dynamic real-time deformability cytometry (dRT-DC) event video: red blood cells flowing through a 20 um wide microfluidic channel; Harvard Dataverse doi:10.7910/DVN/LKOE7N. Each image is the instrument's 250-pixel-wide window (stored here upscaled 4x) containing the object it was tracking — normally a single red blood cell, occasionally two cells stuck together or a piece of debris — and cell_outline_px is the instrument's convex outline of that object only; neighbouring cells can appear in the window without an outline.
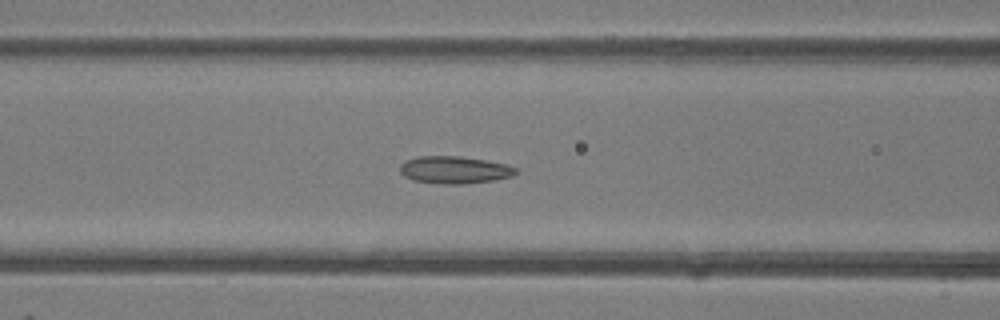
{"species": "common noctule bat (a hibernating species)", "species_latin": "Nyctalus noctula", "temperature_condition": "room temperature", "stored_images_in_passage": 38, "camera_frame_rate_fps": 3000, "um_per_image_px": 0.085, "animal": {"sex": "female"}, "frame": {"image": 1, "passage_image": 21, "time_ms": 6.667, "image_size_px": [1000, 320], "cell_outline_px": [[520, 172], [512, 176], [492, 180], [464, 184], [444, 184], [412, 180], [404, 176], [400, 172], [400, 164], [404, 160], [416, 156], [460, 156], [484, 160], [504, 164], [516, 168]], "centroid_in_image_um": [38.59, 14.43], "position_along_channel_um": 128.0, "area_um2": 18.5}}
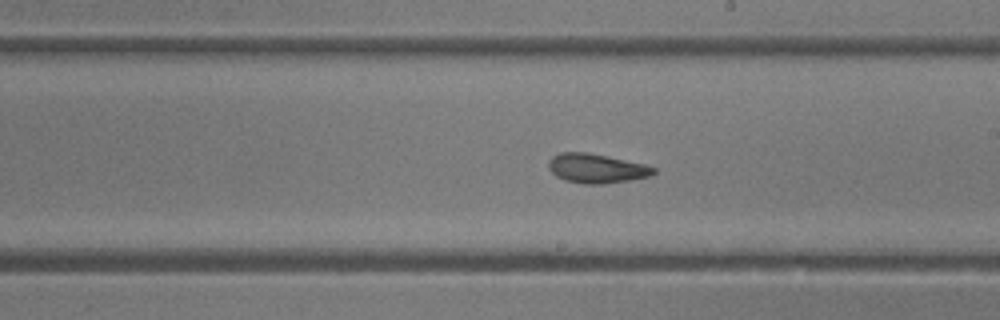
{"frame": {"image": 2, "passage_image": 29, "time_ms": 9.333, "image_size_px": [1000, 320], "cell_outline_px": [[656, 172], [648, 176], [632, 180], [604, 184], [584, 184], [564, 180], [556, 176], [548, 168], [548, 160], [552, 156], [560, 152], [588, 152], [608, 156], [644, 164], [656, 168]], "centroid_in_image_um": [50.67, 14.31], "position_along_channel_um": 238.3, "area_um2": 18.09}}
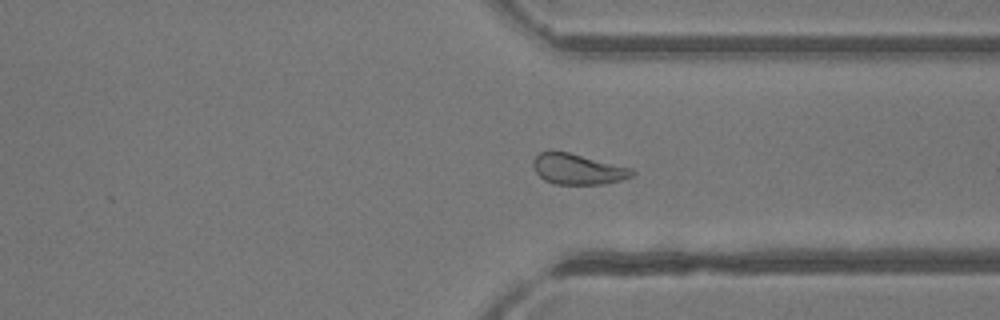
{"frame": {"image": 3, "passage_image": 38, "time_ms": 12.333, "image_size_px": [1000, 320], "cell_outline_px": [[636, 172], [632, 176], [620, 180], [604, 184], [556, 184], [544, 180], [536, 172], [532, 164], [532, 160], [540, 152], [568, 152], [632, 168]], "centroid_in_image_um": [49.12, 14.38], "position_along_channel_um": 362.3, "area_um2": 17.46}}